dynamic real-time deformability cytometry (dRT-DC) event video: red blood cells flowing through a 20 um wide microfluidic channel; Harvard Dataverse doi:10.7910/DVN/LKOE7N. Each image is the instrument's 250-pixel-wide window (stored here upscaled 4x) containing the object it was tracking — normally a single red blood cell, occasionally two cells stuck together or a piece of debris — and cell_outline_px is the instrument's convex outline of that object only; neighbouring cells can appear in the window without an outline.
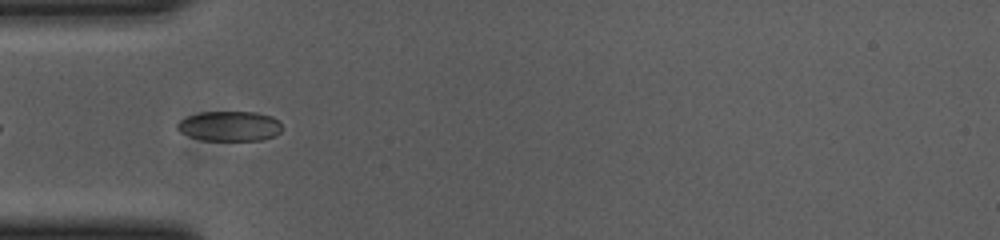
{"species": "common noctule bat (a hibernating species)", "species_latin": "Nyctalus noctula", "temperature_condition": "cold", "stored_images_in_passage": 33, "camera_frame_rate_fps": 3000, "um_per_image_px": 0.085, "animal": {"sex": "female", "body_mass_g": 23.0, "forearm_length_mm": 53.4}, "frame": {"image": 1, "passage_image": 2, "time_ms": 0.333, "image_size_px": [1000, 240], "cell_outline_px": [[284, 128], [276, 136], [264, 140], [200, 140], [188, 136], [180, 132], [176, 128], [176, 124], [180, 120], [188, 116], [200, 112], [256, 112], [272, 116], [280, 120]], "centroid_in_image_um": [19.56, 10.72], "position_along_channel_um": 65.4, "area_um2": 18.67}}
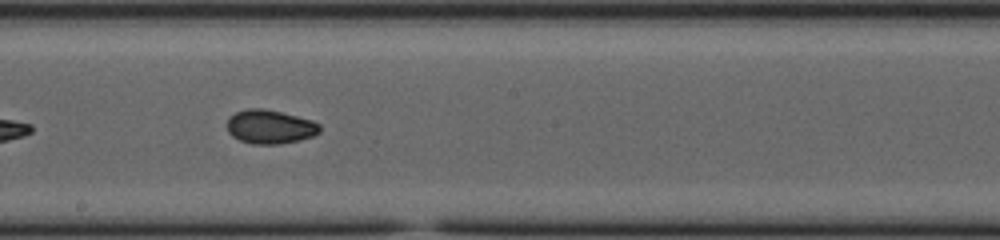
{"frame": {"image": 2, "passage_image": 15, "time_ms": 4.667, "image_size_px": [1000, 240], "cell_outline_px": [[320, 132], [312, 136], [300, 140], [280, 144], [252, 144], [240, 140], [232, 136], [228, 132], [228, 116], [236, 112], [248, 108], [264, 108], [312, 120], [320, 124]], "centroid_in_image_um": [22.94, 10.78], "position_along_channel_um": 225.3, "area_um2": 18.32}}
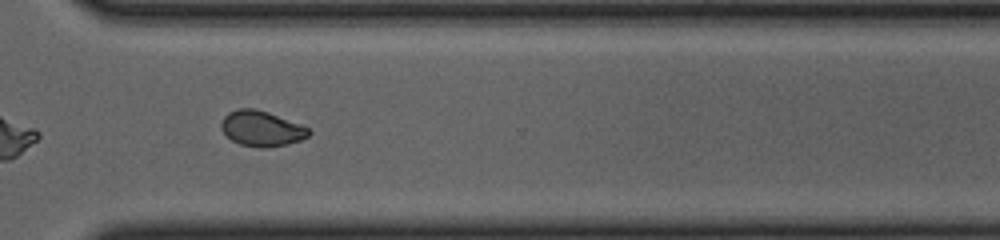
{"frame": {"image": 3, "passage_image": 25, "time_ms": 8.0, "image_size_px": [1000, 240], "cell_outline_px": [[312, 132], [308, 136], [300, 140], [288, 144], [264, 148], [260, 148], [240, 144], [232, 140], [220, 128], [220, 124], [224, 116], [228, 112], [236, 108], [256, 108], [268, 112], [300, 124], [308, 128]], "centroid_in_image_um": [22.22, 10.92], "position_along_channel_um": 348.4, "area_um2": 18.09}, "authors_computed_cell_mechanics": {"area_um2": 18.0336, "velocity_mm_per_s": 3.6908, "shape_relaxation_time_tau1_ms": 5.8713, "shape_relaxation_time_tau2_ms": 1.968, "deformation_change_tau1": 0.1254, "deformation_change_tau2": 0.043}}